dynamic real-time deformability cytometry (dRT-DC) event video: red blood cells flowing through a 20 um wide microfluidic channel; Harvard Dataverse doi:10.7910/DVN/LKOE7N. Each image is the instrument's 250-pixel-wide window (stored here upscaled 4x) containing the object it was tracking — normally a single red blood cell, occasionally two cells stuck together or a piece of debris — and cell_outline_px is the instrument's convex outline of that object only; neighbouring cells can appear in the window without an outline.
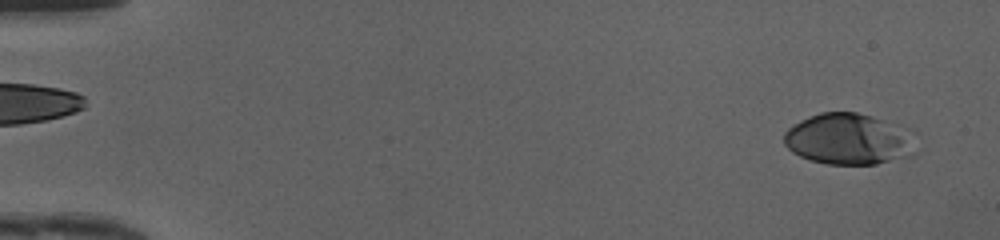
{"species": "human", "species_latin": "Homo sapiens", "temperature_condition": "cold", "stored_images_in_passage": 48, "camera_frame_rate_fps": 3000, "um_per_image_px": 0.085, "donor": {"sex": "female"}, "frame": {"image": 1, "passage_image": 2, "time_ms": 0.333, "image_size_px": [1000, 240], "cell_outline_px": [[916, 152], [912, 156], [876, 164], [828, 164], [812, 160], [800, 156], [792, 152], [784, 144], [784, 132], [788, 128], [800, 120], [820, 112], [856, 112], [872, 116], [880, 120]], "centroid_in_image_um": [71.86, 11.86], "position_along_channel_um": 13.1, "area_um2": 37.05}}
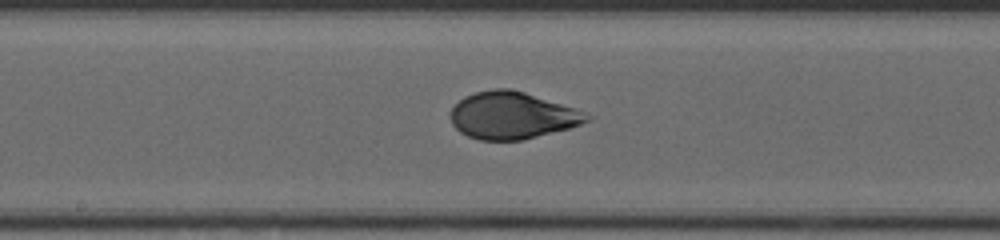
{"frame": {"image": 2, "passage_image": 26, "time_ms": 8.333, "image_size_px": [1000, 240], "cell_outline_px": [[592, 120], [568, 128], [520, 140], [480, 140], [468, 136], [460, 132], [452, 124], [448, 116], [452, 108], [464, 96], [476, 92], [492, 88], [508, 88], [524, 92], [576, 108], [592, 116]], "centroid_in_image_um": [43.51, 9.8], "position_along_channel_um": 204.7, "area_um2": 37.28}}
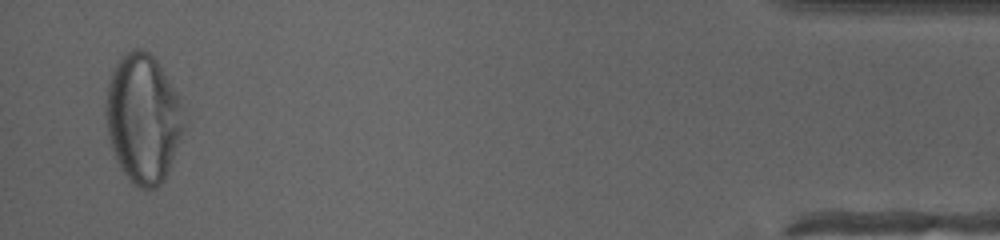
{"frame": {"image": 3, "passage_image": 47, "time_ms": 15.333, "image_size_px": [1000, 240], "cell_outline_px": [[184, 128], [168, 172], [164, 180], [156, 188], [140, 188], [132, 184], [120, 168], [112, 148], [108, 136], [104, 116], [104, 104], [108, 80], [112, 68], [120, 56], [124, 52], [132, 48], [144, 48], [156, 60], [180, 100], [184, 120]], "centroid_in_image_um": [12.11, 10.05], "position_along_channel_um": 423.1, "area_um2": 58.96}, "authors_computed_cell_mechanics": {"area_um2": 37.4833, "velocity_mm_per_s": 4.1798, "shape_relaxation_time_tau1_ms": 5.0887, "shape_relaxation_time_tau2_ms": null, "deformation_change_tau1": 0.1814, "deformation_change_tau2": null}}